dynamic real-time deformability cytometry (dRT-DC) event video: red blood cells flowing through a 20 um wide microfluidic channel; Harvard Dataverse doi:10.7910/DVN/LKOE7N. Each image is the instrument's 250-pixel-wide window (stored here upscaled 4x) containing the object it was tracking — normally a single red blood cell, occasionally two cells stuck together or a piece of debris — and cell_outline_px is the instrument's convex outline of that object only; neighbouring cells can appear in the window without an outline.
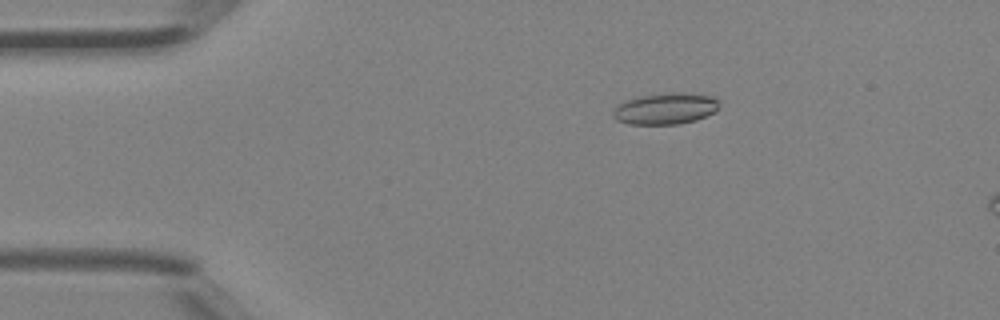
{"species": "Egyptian fruit bat (a non-hibernating species)", "species_latin": "Rousettus aegyptiacus", "temperature_condition": "room temperature", "stored_images_in_passage": 15, "camera_frame_rate_fps": 3000, "um_per_image_px": 0.085, "animal": {"sex": "female"}, "frame": {"image": 1, "passage_image": 9, "time_ms": 2.667, "image_size_px": [1000, 320], "cell_outline_px": [[720, 108], [696, 120], [680, 124], [628, 124], [616, 120], [612, 116], [612, 108], [616, 104], [624, 100], [636, 96], [664, 92], [684, 92], [716, 96], [720, 100]], "centroid_in_image_um": [56.54, 9.2], "position_along_channel_um": 28.5, "area_um2": 20.11}}